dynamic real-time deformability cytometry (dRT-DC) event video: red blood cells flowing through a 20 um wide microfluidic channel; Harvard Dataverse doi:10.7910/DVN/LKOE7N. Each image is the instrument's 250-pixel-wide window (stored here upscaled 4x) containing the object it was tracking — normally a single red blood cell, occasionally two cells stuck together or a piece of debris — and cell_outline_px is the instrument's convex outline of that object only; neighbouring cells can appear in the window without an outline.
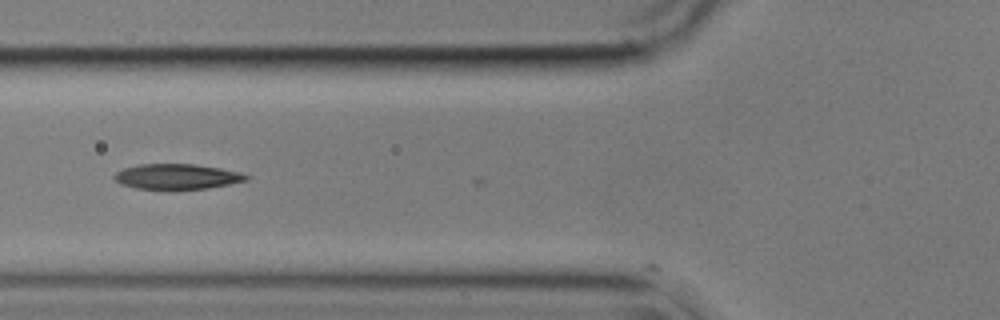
{"species": "common noctule bat (a hibernating species)", "species_latin": "Nyctalus noctula", "temperature_condition": "cold", "stored_images_in_passage": 3, "camera_frame_rate_fps": 3000, "um_per_image_px": 0.085, "animal": {"sex": "male", "body_mass_g": 17.9}, "frame": {"image": 1, "passage_image": 2, "time_ms": 0.333, "image_size_px": [1000, 320], "cell_outline_px": [[252, 176], [248, 180], [208, 188], [172, 192], [136, 188], [120, 184], [112, 176], [116, 172], [124, 168], [140, 164], [196, 164], [220, 168], [240, 172]], "centroid_in_image_um": [15.04, 15.04], "position_along_channel_um": 110.8, "area_um2": 20.23}}